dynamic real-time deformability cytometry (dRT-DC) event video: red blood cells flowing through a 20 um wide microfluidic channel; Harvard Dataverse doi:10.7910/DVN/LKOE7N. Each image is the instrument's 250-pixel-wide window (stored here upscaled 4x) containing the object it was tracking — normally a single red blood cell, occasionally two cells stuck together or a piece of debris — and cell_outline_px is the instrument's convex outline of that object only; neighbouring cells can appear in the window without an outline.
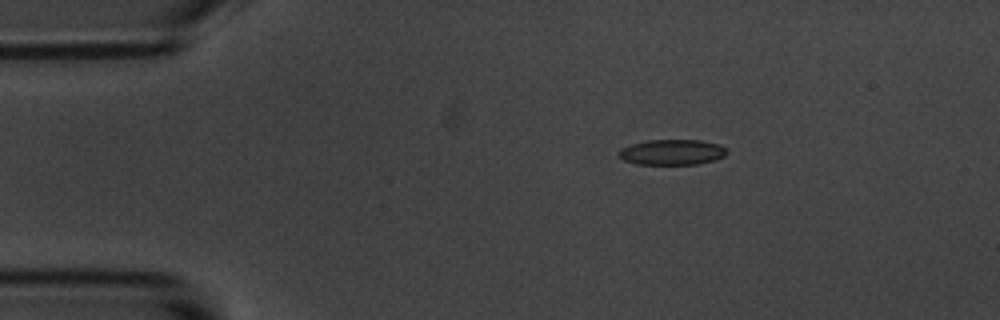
{"species": "common noctule bat (a hibernating species)", "species_latin": "Nyctalus noctula", "temperature_condition": "room temperature", "stored_images_in_passage": 3, "camera_frame_rate_fps": 3000, "um_per_image_px": 0.085, "animal": {"sex": "male", "body_mass_g": 20.1, "forearm_length_mm": 53.5}, "frame": {"image": 1, "passage_image": 1, "time_ms": 0.0, "image_size_px": [1000, 320], "cell_outline_px": [[728, 152], [724, 156], [712, 160], [696, 164], [636, 164], [624, 160], [620, 156], [620, 148], [632, 144], [648, 140], [700, 140], [720, 144]], "centroid_in_image_um": [57.13, 12.93], "position_along_channel_um": 27.9, "area_um2": 15.84}}
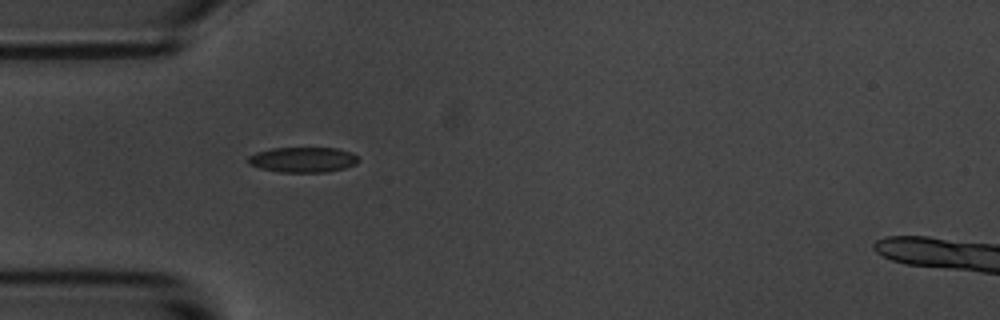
{"frame": {"image": 2, "passage_image": 3, "time_ms": 2.333, "image_size_px": [1000, 320], "cell_outline_px": [[360, 160], [356, 164], [344, 168], [328, 172], [280, 172], [260, 168], [248, 164], [248, 156], [256, 152], [272, 148], [336, 148], [352, 152]], "centroid_in_image_um": [25.75, 13.57], "position_along_channel_um": 59.2, "area_um2": 16.3}}